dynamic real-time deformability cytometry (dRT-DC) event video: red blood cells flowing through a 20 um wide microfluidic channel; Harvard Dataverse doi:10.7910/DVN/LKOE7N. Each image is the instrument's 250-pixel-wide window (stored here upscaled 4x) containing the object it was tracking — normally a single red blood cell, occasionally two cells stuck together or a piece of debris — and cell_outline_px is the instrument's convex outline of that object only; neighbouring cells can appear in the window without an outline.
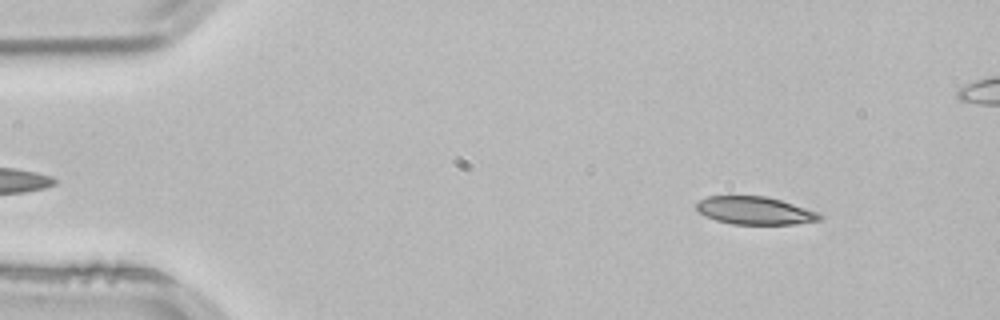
{"species": "common noctule bat (a hibernating species)", "species_latin": "Nyctalus noctula", "temperature_condition": "room temperature", "stored_images_in_passage": 53, "camera_frame_rate_fps": 3000, "um_per_image_px": 0.085, "animal": {"sex": "male", "body_mass_g": 21.5, "forearm_length_mm": 52.0}, "frame": {"image": 1, "passage_image": 6, "time_ms": 1.667, "image_size_px": [1000, 320], "cell_outline_px": [[824, 216], [820, 220], [796, 224], [732, 224], [716, 220], [700, 212], [696, 208], [696, 204], [700, 200], [708, 196], [768, 196], [820, 212]], "centroid_in_image_um": [64.22, 17.9], "position_along_channel_um": 20.8, "area_um2": 20.0}}
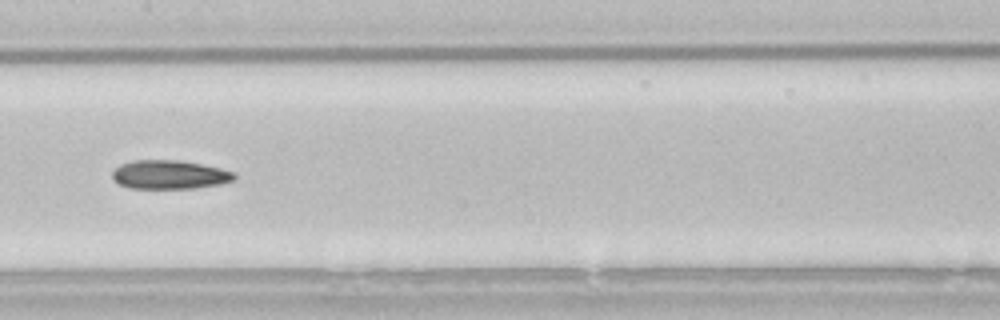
{"frame": {"image": 2, "passage_image": 26, "time_ms": 8.333, "image_size_px": [1000, 320], "cell_outline_px": [[236, 180], [220, 184], [192, 188], [132, 188], [120, 184], [112, 176], [112, 172], [120, 164], [132, 160], [180, 160], [220, 168], [236, 172]], "centroid_in_image_um": [14.45, 14.83], "position_along_channel_um": 193.0, "area_um2": 20.4}}
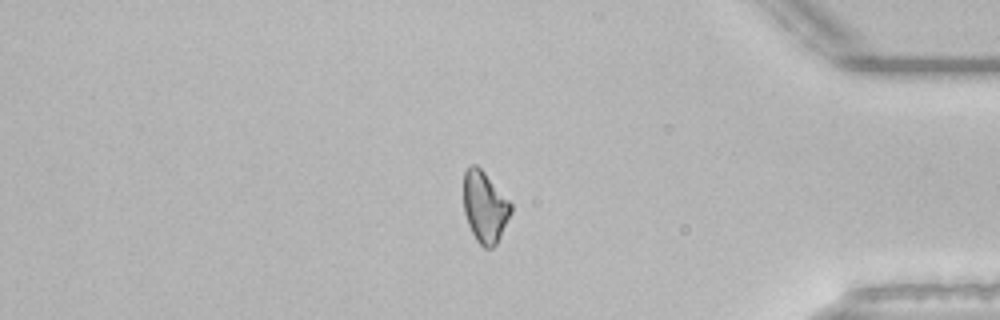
{"frame": {"image": 3, "passage_image": 44, "time_ms": 14.333, "image_size_px": [1000, 320], "cell_outline_px": [[512, 212], [496, 244], [492, 248], [484, 248], [476, 240], [468, 224], [464, 212], [464, 172], [472, 164], [476, 164], [484, 172], [512, 204]], "centroid_in_image_um": [41.21, 17.6], "position_along_channel_um": 394.0, "area_um2": 19.42}}